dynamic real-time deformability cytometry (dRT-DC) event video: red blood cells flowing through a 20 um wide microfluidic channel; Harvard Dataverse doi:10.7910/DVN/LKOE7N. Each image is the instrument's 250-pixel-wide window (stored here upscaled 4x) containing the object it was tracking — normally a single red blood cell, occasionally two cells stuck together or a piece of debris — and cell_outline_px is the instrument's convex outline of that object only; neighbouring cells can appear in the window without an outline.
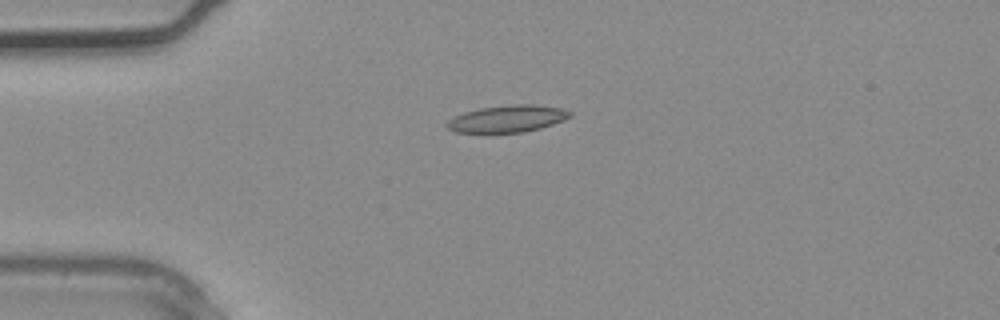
{"species": "common noctule bat (a hibernating species)", "species_latin": "Nyctalus noctula", "temperature_condition": "warm", "stored_images_in_passage": 2, "camera_frame_rate_fps": 3000, "um_per_image_px": 0.085, "animal": {"sex": "male", "body_mass_g": 20.4}, "frame": {"image": 1, "passage_image": 2, "time_ms": 0.333, "image_size_px": [1000, 320], "cell_outline_px": [[572, 116], [564, 120], [540, 128], [524, 132], [456, 132], [448, 128], [444, 124], [448, 120], [464, 112], [480, 108], [512, 104], [536, 104], [564, 108], [572, 112]], "centroid_in_image_um": [43.17, 10.08], "position_along_channel_um": 41.8, "area_um2": 19.36}}